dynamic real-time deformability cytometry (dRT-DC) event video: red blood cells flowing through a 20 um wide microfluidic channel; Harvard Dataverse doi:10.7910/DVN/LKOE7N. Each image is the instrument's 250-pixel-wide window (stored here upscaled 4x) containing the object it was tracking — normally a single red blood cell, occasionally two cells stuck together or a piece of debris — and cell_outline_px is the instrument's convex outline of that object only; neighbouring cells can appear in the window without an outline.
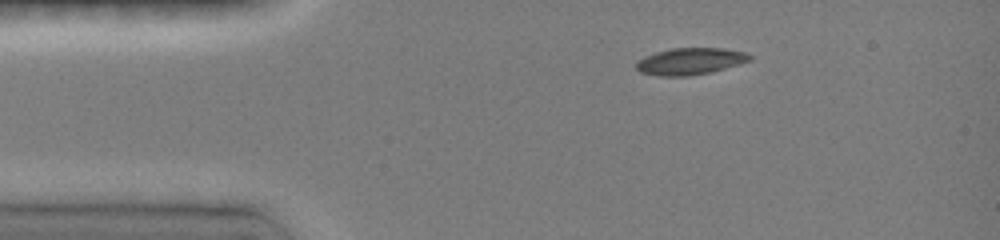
{"species": "common noctule bat (a hibernating species)", "species_latin": "Nyctalus noctula", "temperature_condition": "room temperature", "stored_images_in_passage": 5, "camera_frame_rate_fps": 3000, "um_per_image_px": 0.085, "animal": {"sex": "female", "body_mass_g": 19.0, "forearm_length_mm": 51.5}, "frame": {"image": 1, "passage_image": 1, "time_ms": 0.0, "image_size_px": [1000, 240], "cell_outline_px": [[752, 60], [740, 64], [708, 72], [684, 76], [660, 76], [640, 72], [636, 68], [636, 64], [640, 60], [656, 52], [672, 48], [720, 48], [744, 52], [752, 56]], "centroid_in_image_um": [58.69, 5.2], "position_along_channel_um": 26.3, "area_um2": 17.34}}
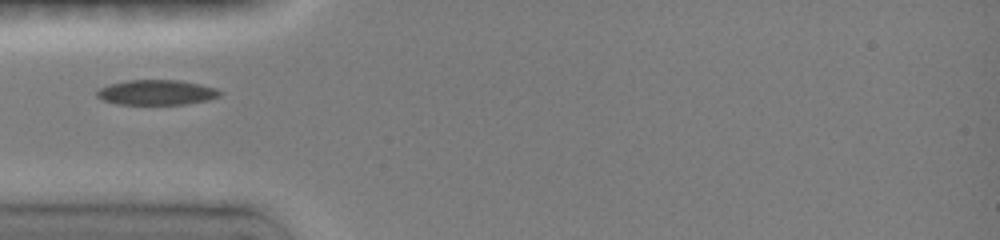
{"frame": {"image": 2, "passage_image": 4, "time_ms": 2.333, "image_size_px": [1000, 240], "cell_outline_px": [[220, 96], [208, 100], [184, 104], [116, 104], [104, 100], [96, 96], [96, 92], [100, 88], [112, 84], [128, 80], [176, 80], [196, 84], [212, 88], [220, 92]], "centroid_in_image_um": [13.25, 7.86], "position_along_channel_um": 71.7, "area_um2": 17.51}}